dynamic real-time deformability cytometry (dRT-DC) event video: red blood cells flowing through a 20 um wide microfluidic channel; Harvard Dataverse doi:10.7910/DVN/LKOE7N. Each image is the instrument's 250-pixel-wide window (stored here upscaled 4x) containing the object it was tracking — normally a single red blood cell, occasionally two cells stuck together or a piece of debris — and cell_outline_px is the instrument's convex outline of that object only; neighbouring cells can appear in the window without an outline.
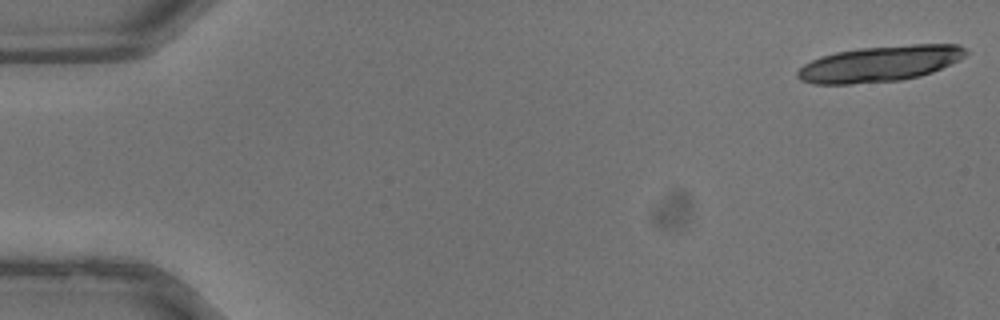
{"species": "common noctule bat (a hibernating species)", "species_latin": "Nyctalus noctula", "temperature_condition": "warm", "stored_images_in_passage": 21, "camera_frame_rate_fps": 3000, "um_per_image_px": 0.085, "animal": {"sex": "male", "body_mass_g": 13.3}, "frame": {"image": 1, "passage_image": 1, "time_ms": 0.0, "image_size_px": [1000, 320], "cell_outline_px": [[968, 52], [960, 60], [932, 72], [920, 76], [900, 80], [852, 84], [812, 84], [800, 80], [796, 76], [796, 72], [804, 64], [820, 56], [836, 52], [860, 48], [912, 44], [960, 44], [968, 48]], "centroid_in_image_um": [74.8, 5.41], "position_along_channel_um": 10.2, "area_um2": 35.37}}
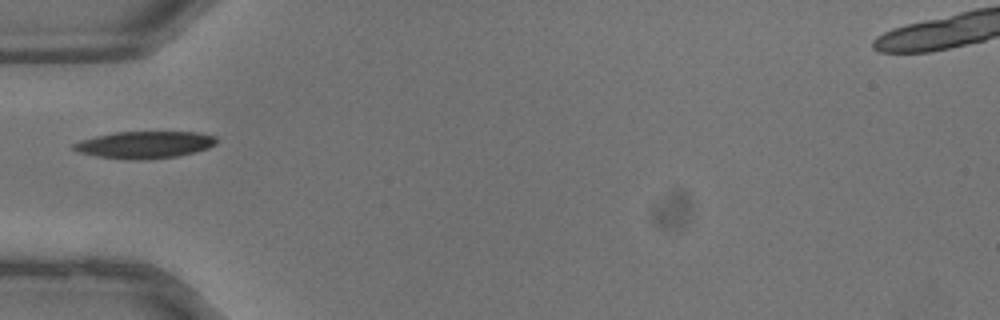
{"frame": {"image": 2, "passage_image": 13, "time_ms": 4.0, "image_size_px": [1000, 320], "cell_outline_px": [[216, 144], [208, 148], [176, 156], [140, 160], [136, 160], [96, 156], [80, 152], [72, 148], [72, 144], [80, 140], [96, 136], [116, 132], [196, 132], [216, 136]], "centroid_in_image_um": [12.28, 12.3], "position_along_channel_um": 72.7, "area_um2": 22.25}}
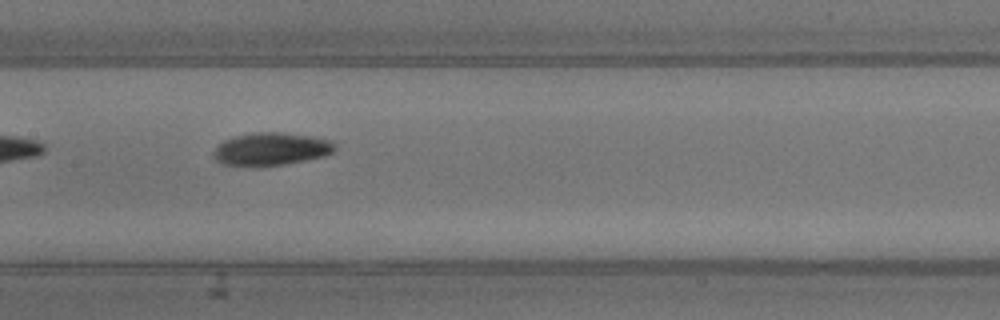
{"frame": {"image": 3, "passage_image": 19, "time_ms": 6.0, "image_size_px": [1000, 320], "cell_outline_px": [[336, 148], [332, 152], [324, 156], [284, 164], [256, 168], [252, 168], [224, 164], [216, 160], [212, 152], [224, 140], [236, 136], [252, 132], [280, 132], [312, 136], [332, 140], [336, 144]], "centroid_in_image_um": [23.04, 12.68], "position_along_channel_um": 184.4, "area_um2": 23.52}}